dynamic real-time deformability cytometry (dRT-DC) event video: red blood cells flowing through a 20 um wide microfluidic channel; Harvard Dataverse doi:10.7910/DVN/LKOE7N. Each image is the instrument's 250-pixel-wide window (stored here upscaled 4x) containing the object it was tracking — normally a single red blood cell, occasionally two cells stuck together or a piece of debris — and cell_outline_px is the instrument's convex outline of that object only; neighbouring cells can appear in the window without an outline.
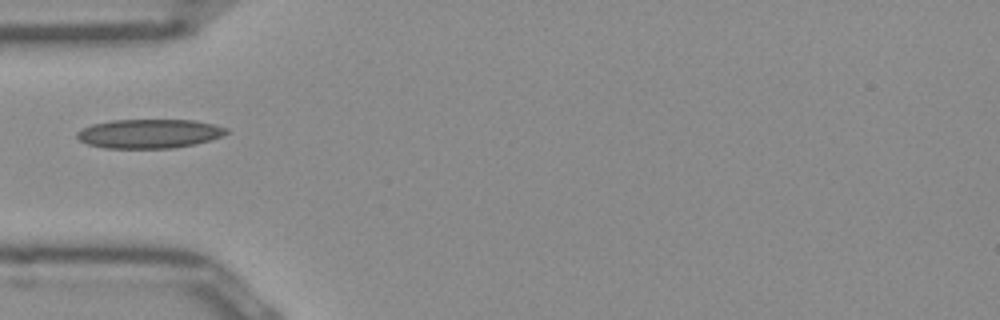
{"species": "Egyptian fruit bat (a non-hibernating species)", "species_latin": "Rousettus aegyptiacus", "temperature_condition": "room temperature", "stored_images_in_passage": 36, "camera_frame_rate_fps": 3000, "um_per_image_px": 0.085, "frame": {"image": 1, "passage_image": 1, "time_ms": 0.0, "image_size_px": [1000, 320], "cell_outline_px": [[228, 132], [212, 140], [172, 148], [104, 148], [88, 144], [80, 140], [76, 136], [76, 132], [80, 128], [92, 124], [112, 120], [196, 120], [228, 128]], "centroid_in_image_um": [12.65, 11.35], "position_along_channel_um": 72.3, "area_um2": 25.32}}
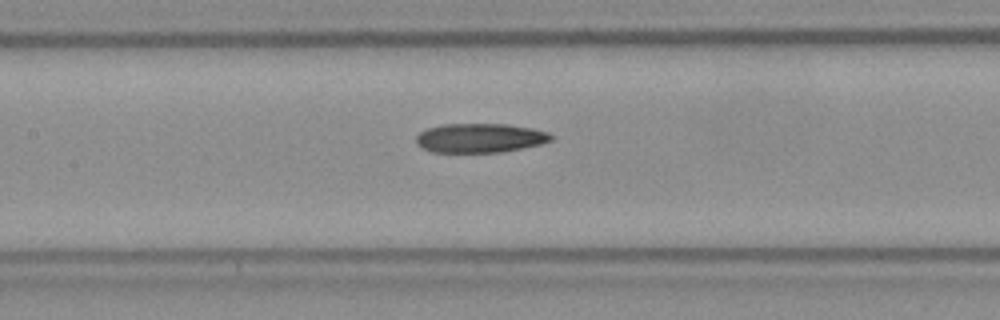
{"frame": {"image": 2, "passage_image": 8, "time_ms": 2.333, "image_size_px": [1000, 320], "cell_outline_px": [[552, 140], [540, 144], [504, 152], [432, 152], [416, 144], [416, 136], [420, 132], [428, 128], [444, 124], [508, 124], [532, 128], [548, 132], [552, 136]], "centroid_in_image_um": [40.8, 11.73], "position_along_channel_um": 166.6, "area_um2": 22.95}}
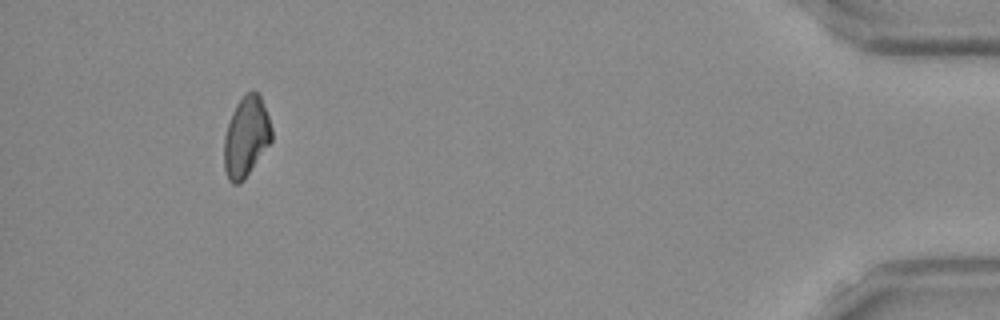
{"frame": {"image": 3, "passage_image": 32, "time_ms": 10.333, "image_size_px": [1000, 320], "cell_outline_px": [[272, 140], [244, 180], [240, 184], [232, 184], [228, 180], [224, 168], [224, 136], [232, 112], [236, 104], [252, 88], [260, 92], [272, 128]], "centroid_in_image_um": [20.92, 11.62], "position_along_channel_um": 414.3, "area_um2": 22.43}}